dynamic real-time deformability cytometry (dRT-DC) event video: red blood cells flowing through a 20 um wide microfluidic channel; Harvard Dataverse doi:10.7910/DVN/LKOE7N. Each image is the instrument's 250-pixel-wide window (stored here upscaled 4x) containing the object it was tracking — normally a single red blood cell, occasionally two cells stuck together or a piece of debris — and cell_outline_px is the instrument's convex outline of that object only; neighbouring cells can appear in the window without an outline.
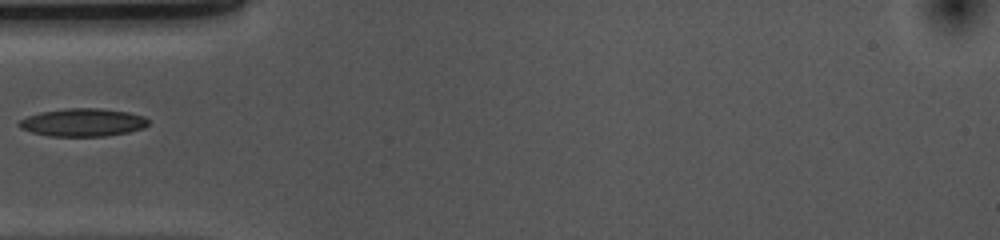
{"species": "common noctule bat (a hibernating species)", "species_latin": "Nyctalus noctula", "temperature_condition": "cold", "stored_images_in_passage": 36, "camera_frame_rate_fps": 3000, "um_per_image_px": 0.085, "animal": {"sex": "female", "body_mass_g": 10.0, "forearm_length_mm": 53.1}, "frame": {"image": 1, "passage_image": 1, "time_ms": 0.0, "image_size_px": [1000, 240], "cell_outline_px": [[148, 124], [144, 128], [128, 132], [104, 136], [48, 136], [32, 132], [20, 128], [16, 124], [20, 120], [28, 116], [40, 112], [68, 108], [100, 108], [128, 112], [144, 116], [148, 120]], "centroid_in_image_um": [7.03, 10.4], "position_along_channel_um": 78.0, "area_um2": 21.04}}